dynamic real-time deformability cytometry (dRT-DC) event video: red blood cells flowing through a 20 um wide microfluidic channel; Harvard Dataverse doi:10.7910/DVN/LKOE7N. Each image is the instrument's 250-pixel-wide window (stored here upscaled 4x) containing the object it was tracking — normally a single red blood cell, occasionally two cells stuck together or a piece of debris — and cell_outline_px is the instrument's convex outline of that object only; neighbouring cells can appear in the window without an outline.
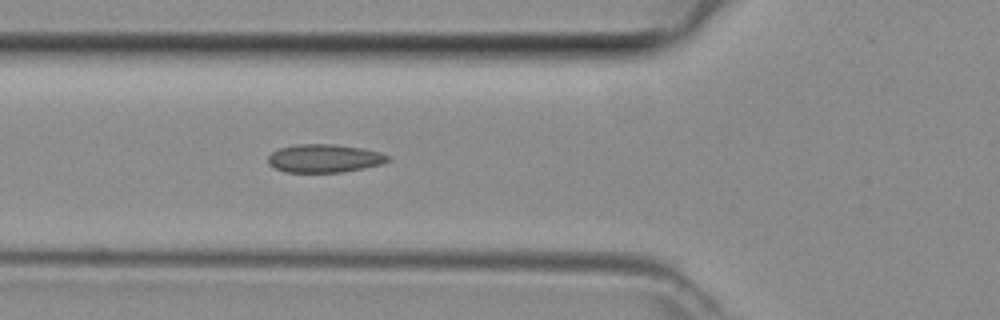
{"species": "common noctule bat (a hibernating species)", "species_latin": "Nyctalus noctula", "temperature_condition": "room temperature", "stored_images_in_passage": 34, "camera_frame_rate_fps": 3000, "um_per_image_px": 0.085, "animal": {"sex": "female", "body_mass_g": 29.2, "forearm_length_mm": 56.3}, "frame": {"image": 1, "passage_image": 6, "time_ms": 1.667, "image_size_px": [1000, 320], "cell_outline_px": [[392, 156], [388, 160], [380, 164], [364, 168], [340, 172], [284, 172], [268, 164], [268, 156], [272, 152], [280, 148], [296, 144], [332, 144], [364, 148], [380, 152]], "centroid_in_image_um": [27.57, 13.45], "position_along_channel_um": 98.2, "area_um2": 19.71}}
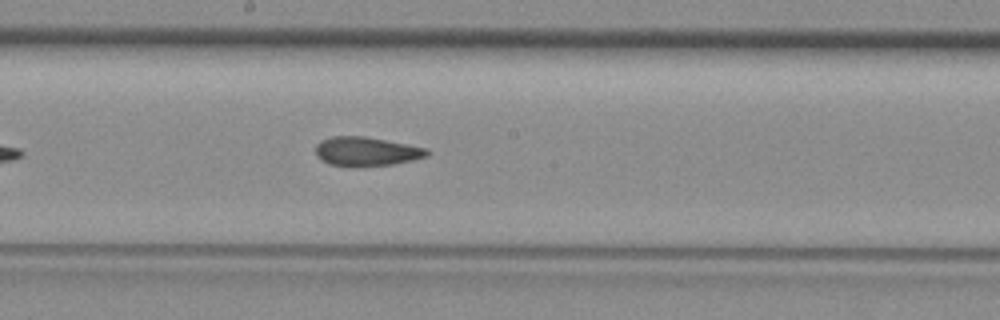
{"frame": {"image": 2, "passage_image": 14, "time_ms": 4.333, "image_size_px": [1000, 320], "cell_outline_px": [[432, 152], [428, 156], [412, 160], [392, 164], [328, 164], [320, 160], [316, 156], [316, 144], [320, 140], [332, 136], [364, 136], [428, 148]], "centroid_in_image_um": [31.16, 12.83], "position_along_channel_um": 217.0, "area_um2": 18.38}}
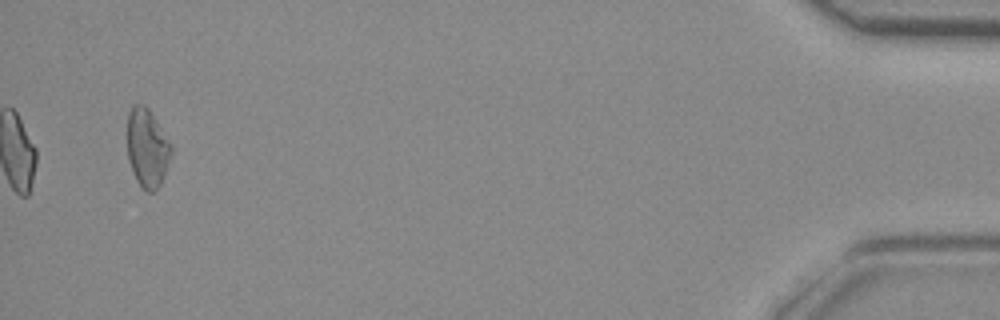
{"frame": {"image": 3, "passage_image": 34, "time_ms": 11.0, "image_size_px": [1000, 320], "cell_outline_px": [[172, 152], [160, 184], [152, 192], [144, 192], [136, 180], [132, 172], [128, 160], [128, 112], [132, 104], [144, 104], [148, 108], [172, 144]], "centroid_in_image_um": [12.5, 12.57], "position_along_channel_um": 422.7, "area_um2": 20.11}}